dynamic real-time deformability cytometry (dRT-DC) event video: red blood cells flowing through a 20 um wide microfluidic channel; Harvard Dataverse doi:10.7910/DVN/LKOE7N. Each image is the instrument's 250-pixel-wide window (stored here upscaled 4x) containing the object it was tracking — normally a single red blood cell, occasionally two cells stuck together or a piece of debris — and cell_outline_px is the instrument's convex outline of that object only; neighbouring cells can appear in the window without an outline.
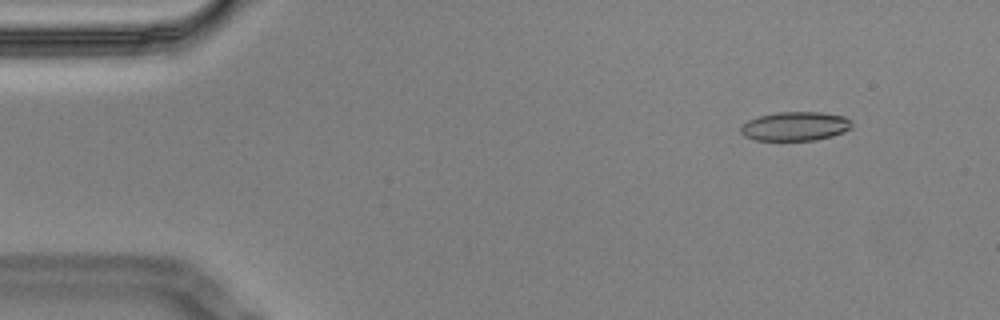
{"species": "Egyptian fruit bat (a non-hibernating species)", "species_latin": "Rousettus aegyptiacus", "temperature_condition": "cold", "stored_images_in_passage": 4, "camera_frame_rate_fps": 3000, "um_per_image_px": 0.085, "animal": {"sex": "male"}, "frame": {"image": 1, "passage_image": 2, "time_ms": 0.333, "image_size_px": [1000, 320], "cell_outline_px": [[852, 128], [844, 132], [832, 136], [816, 140], [756, 140], [744, 136], [740, 132], [740, 128], [748, 120], [760, 116], [776, 112], [820, 112], [844, 116], [852, 120]], "centroid_in_image_um": [67.62, 10.73], "position_along_channel_um": 17.4, "area_um2": 18.84}}
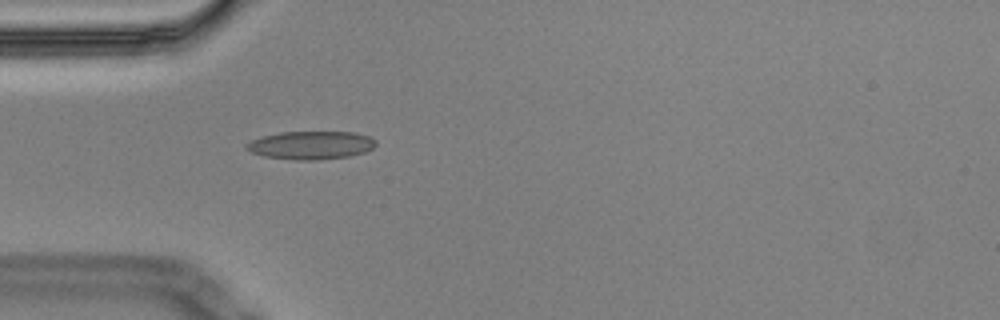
{"frame": {"image": 2, "passage_image": 4, "time_ms": 1.0, "image_size_px": [1000, 320], "cell_outline_px": [[376, 144], [372, 148], [364, 152], [348, 156], [316, 160], [292, 160], [264, 156], [252, 152], [244, 148], [244, 144], [252, 140], [264, 136], [280, 132], [356, 132], [368, 136], [376, 140]], "centroid_in_image_um": [26.41, 12.34], "position_along_channel_um": 58.6, "area_um2": 21.21}}